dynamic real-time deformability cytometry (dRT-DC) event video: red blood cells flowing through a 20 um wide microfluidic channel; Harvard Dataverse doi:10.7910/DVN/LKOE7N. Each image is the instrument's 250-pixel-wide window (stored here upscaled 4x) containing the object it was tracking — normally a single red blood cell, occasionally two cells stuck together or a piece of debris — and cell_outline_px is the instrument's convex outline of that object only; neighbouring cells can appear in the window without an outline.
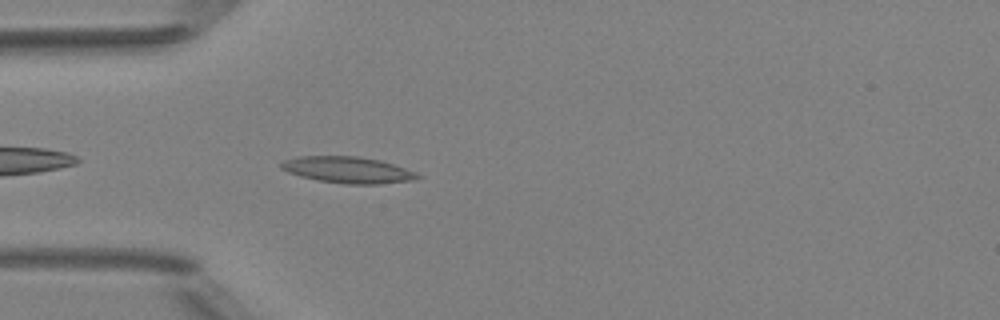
{"species": "Egyptian fruit bat (a non-hibernating species)", "species_latin": "Rousettus aegyptiacus", "temperature_condition": "room temperature", "stored_images_in_passage": 4, "camera_frame_rate_fps": 3000, "um_per_image_px": 0.085, "animal": {"sex": "female"}, "frame": {"image": 1, "passage_image": 4, "time_ms": 4.333, "image_size_px": [1000, 320], "cell_outline_px": [[424, 176], [412, 180], [380, 184], [344, 184], [320, 180], [300, 176], [288, 172], [280, 168], [280, 164], [284, 160], [300, 156], [356, 156], [380, 160], [416, 172]], "centroid_in_image_um": [29.57, 14.44], "position_along_channel_um": 55.4, "area_um2": 20.87}}